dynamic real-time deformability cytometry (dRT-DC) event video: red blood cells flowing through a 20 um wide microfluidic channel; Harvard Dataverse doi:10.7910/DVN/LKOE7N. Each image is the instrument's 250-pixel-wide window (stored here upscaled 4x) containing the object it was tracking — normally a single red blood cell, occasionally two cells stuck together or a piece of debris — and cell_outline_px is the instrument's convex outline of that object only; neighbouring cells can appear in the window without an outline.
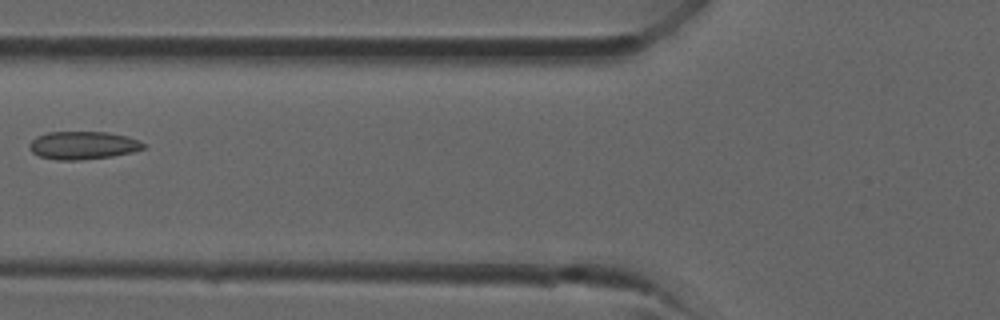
{"species": "common noctule bat (a hibernating species)", "species_latin": "Nyctalus noctula", "temperature_condition": "room temperature", "stored_images_in_passage": 29, "camera_frame_rate_fps": 3000, "um_per_image_px": 0.085, "animal": {"sex": "male", "forearm_length_mm": 52.5}, "frame": {"image": 1, "passage_image": 7, "time_ms": 2.0, "image_size_px": [1000, 320], "cell_outline_px": [[148, 148], [132, 152], [112, 156], [80, 160], [56, 160], [40, 156], [32, 152], [28, 148], [28, 144], [36, 136], [48, 132], [108, 132], [128, 136], [140, 140], [148, 144]], "centroid_in_image_um": [7.1, 12.35], "position_along_channel_um": 118.7, "area_um2": 18.9}}
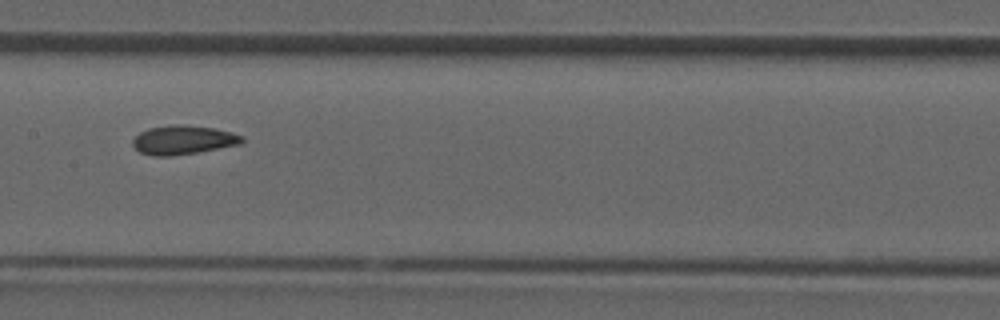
{"frame": {"image": 2, "passage_image": 11, "time_ms": 3.333, "image_size_px": [1000, 320], "cell_outline_px": [[244, 140], [240, 144], [196, 152], [168, 156], [152, 156], [140, 152], [132, 144], [132, 140], [140, 132], [148, 128], [180, 124], [212, 128], [232, 132], [244, 136]], "centroid_in_image_um": [15.56, 11.89], "position_along_channel_um": 191.8, "area_um2": 18.21}}
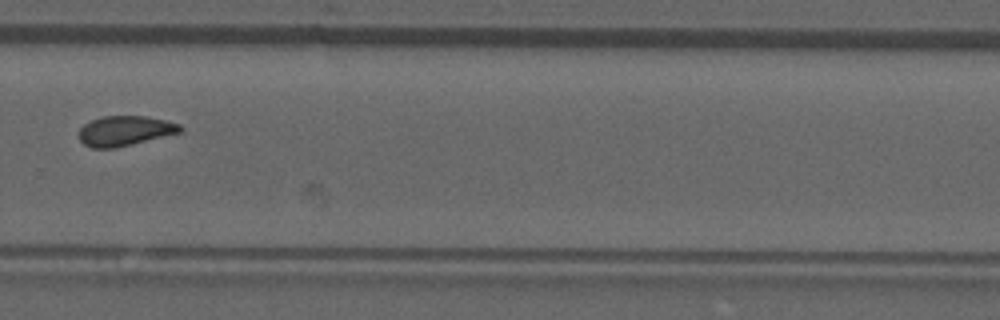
{"frame": {"image": 3, "passage_image": 18, "time_ms": 5.667, "image_size_px": [1000, 320], "cell_outline_px": [[184, 128], [180, 132], [116, 148], [92, 148], [84, 144], [80, 140], [80, 128], [84, 124], [92, 120], [104, 116], [144, 116], [164, 120], [180, 124]], "centroid_in_image_um": [10.61, 11.12], "position_along_channel_um": 319.2, "area_um2": 17.46}}